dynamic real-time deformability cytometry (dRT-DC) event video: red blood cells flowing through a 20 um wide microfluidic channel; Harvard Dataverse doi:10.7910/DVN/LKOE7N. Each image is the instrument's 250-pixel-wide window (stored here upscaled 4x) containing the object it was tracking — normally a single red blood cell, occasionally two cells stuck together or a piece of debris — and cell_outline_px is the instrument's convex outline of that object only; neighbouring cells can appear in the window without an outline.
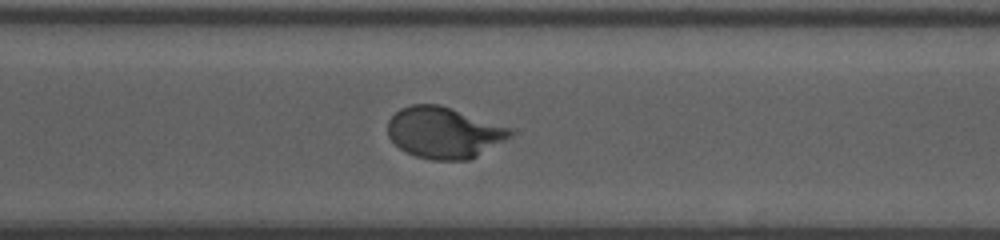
{"species": "human", "species_latin": "Homo sapiens", "temperature_condition": "room temperature", "stored_images_in_passage": 24, "camera_frame_rate_fps": 3000, "um_per_image_px": 0.085, "donor": {"sex": "male"}, "frame": {"image": 1, "passage_image": 21, "time_ms": 13.0, "image_size_px": [1000, 240], "cell_outline_px": [[512, 136], [476, 156], [468, 160], [432, 160], [416, 156], [400, 148], [388, 136], [388, 120], [400, 108], [412, 104], [440, 104], [512, 128]], "centroid_in_image_um": [37.73, 11.26], "position_along_channel_um": 332.9, "area_um2": 36.41}}